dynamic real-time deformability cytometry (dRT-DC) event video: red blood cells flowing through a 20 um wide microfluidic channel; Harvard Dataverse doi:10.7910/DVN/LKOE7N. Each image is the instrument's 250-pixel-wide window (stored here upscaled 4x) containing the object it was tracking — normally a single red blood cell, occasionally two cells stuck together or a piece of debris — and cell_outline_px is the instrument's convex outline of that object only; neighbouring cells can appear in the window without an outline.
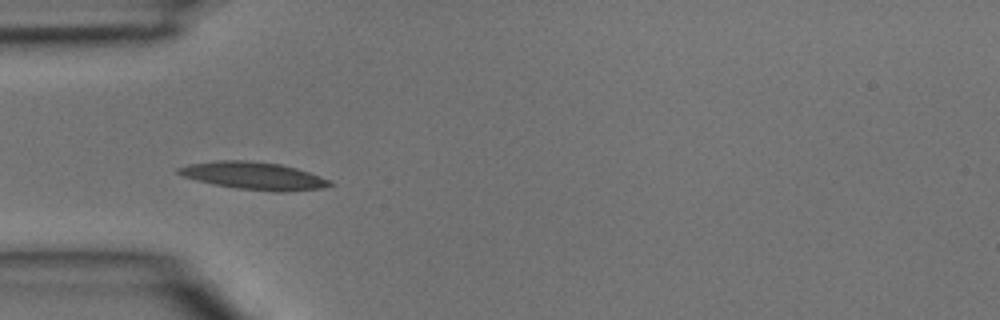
{"species": "common noctule bat (a hibernating species)", "species_latin": "Nyctalus noctula", "temperature_condition": "room temperature", "stored_images_in_passage": 2, "camera_frame_rate_fps": 3000, "um_per_image_px": 0.085, "animal": {"sex": "male", "body_mass_g": 15.6}, "frame": {"image": 1, "passage_image": 2, "time_ms": 0.333, "image_size_px": [1000, 320], "cell_outline_px": [[336, 184], [324, 188], [284, 192], [272, 192], [236, 188], [196, 180], [184, 176], [176, 172], [176, 168], [188, 164], [216, 160], [248, 160], [280, 164], [296, 168], [320, 176]], "centroid_in_image_um": [21.58, 14.94], "position_along_channel_um": 63.4, "area_um2": 24.33}}